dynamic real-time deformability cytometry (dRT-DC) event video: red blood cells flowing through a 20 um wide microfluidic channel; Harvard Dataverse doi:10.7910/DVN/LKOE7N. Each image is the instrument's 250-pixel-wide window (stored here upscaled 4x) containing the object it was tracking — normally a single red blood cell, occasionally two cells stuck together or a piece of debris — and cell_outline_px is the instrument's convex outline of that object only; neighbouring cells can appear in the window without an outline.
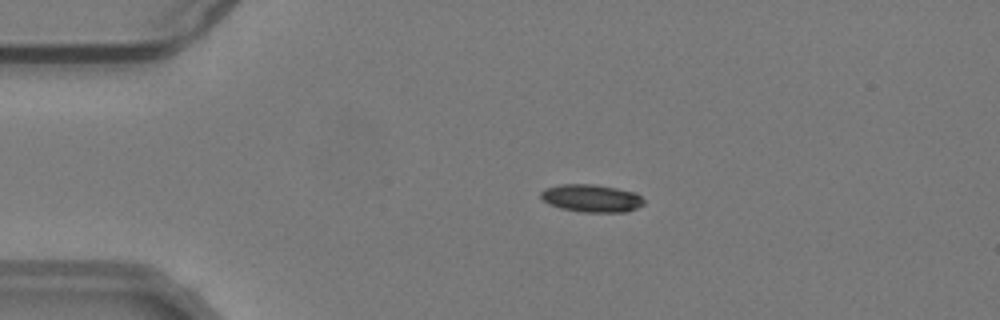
{"species": "common noctule bat (a hibernating species)", "species_latin": "Nyctalus noctula", "temperature_condition": "warm", "stored_images_in_passage": 55, "camera_frame_rate_fps": 3000, "um_per_image_px": 0.085, "animal": {"sex": "male", "body_mass_g": 19.2, "forearm_length_mm": 51.8}, "frame": {"image": 1, "passage_image": 12, "time_ms": 3.667, "image_size_px": [1000, 320], "cell_outline_px": [[644, 204], [628, 212], [584, 212], [560, 208], [548, 204], [540, 196], [540, 192], [544, 188], [560, 184], [596, 184], [636, 192], [644, 200]], "centroid_in_image_um": [50.27, 16.84], "position_along_channel_um": 34.7, "area_um2": 16.76}}
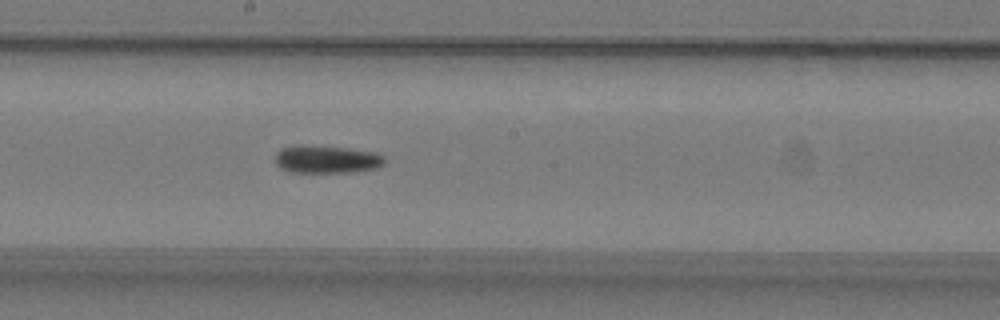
{"frame": {"image": 2, "passage_image": 30, "time_ms": 9.667, "image_size_px": [1000, 320], "cell_outline_px": [[384, 164], [376, 168], [352, 172], [288, 172], [280, 168], [276, 164], [276, 152], [280, 148], [296, 144], [304, 144], [348, 148], [376, 152], [384, 156]], "centroid_in_image_um": [27.73, 13.52], "position_along_channel_um": 220.5, "area_um2": 18.03}}
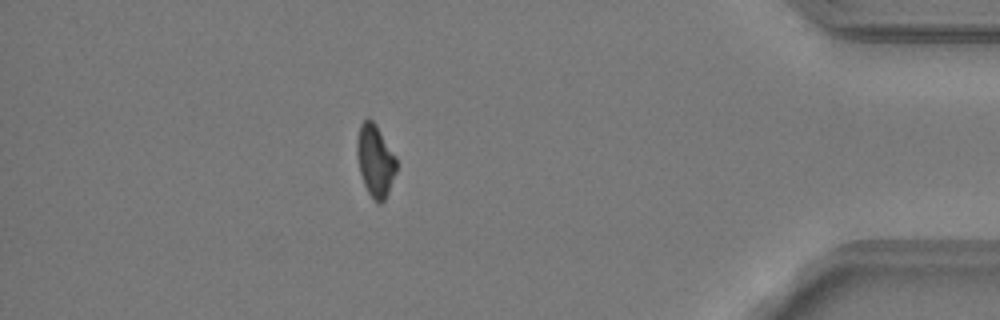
{"frame": {"image": 3, "passage_image": 48, "time_ms": 15.667, "image_size_px": [1000, 320], "cell_outline_px": [[396, 172], [388, 192], [384, 200], [380, 204], [372, 200], [364, 184], [360, 172], [356, 152], [356, 140], [360, 124], [368, 116], [376, 124], [396, 156]], "centroid_in_image_um": [31.88, 13.63], "position_along_channel_um": 403.3, "area_um2": 16.7}, "authors_computed_cell_mechanics": {"area_um2": 16.8198, "velocity_mm_per_s": 3.8102, "shape_relaxation_time_tau1_ms": 6.8535, "shape_relaxation_time_tau2_ms": null, "deformation_change_tau1": 0.1445, "deformation_change_tau2": null}}